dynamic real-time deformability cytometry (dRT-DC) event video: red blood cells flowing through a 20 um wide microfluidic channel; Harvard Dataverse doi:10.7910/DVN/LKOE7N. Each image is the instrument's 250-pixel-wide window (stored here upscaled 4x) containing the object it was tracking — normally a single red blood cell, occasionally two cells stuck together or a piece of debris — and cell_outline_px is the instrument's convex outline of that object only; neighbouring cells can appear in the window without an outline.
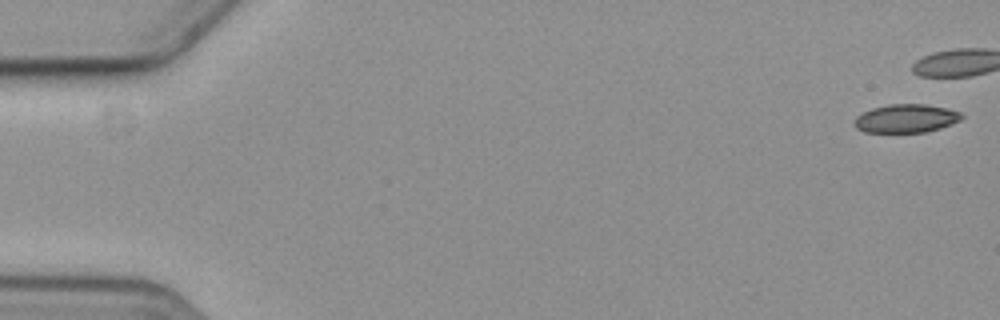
{"species": "common noctule bat (a hibernating species)", "species_latin": "Nyctalus noctula", "temperature_condition": "cold", "stored_images_in_passage": 3, "camera_frame_rate_fps": 3000, "um_per_image_px": 0.085, "animal": {"sex": "female", "body_mass_g": 19.3, "forearm_length_mm": 54.1}, "frame": {"image": 1, "passage_image": 3, "time_ms": 2.333, "image_size_px": [1000, 320], "cell_outline_px": [[964, 116], [960, 120], [952, 124], [940, 128], [924, 132], [864, 132], [856, 128], [856, 116], [872, 108], [888, 104], [924, 104], [944, 108], [960, 112]], "centroid_in_image_um": [77.02, 10.07], "position_along_channel_um": 8.0, "area_um2": 17.57}}